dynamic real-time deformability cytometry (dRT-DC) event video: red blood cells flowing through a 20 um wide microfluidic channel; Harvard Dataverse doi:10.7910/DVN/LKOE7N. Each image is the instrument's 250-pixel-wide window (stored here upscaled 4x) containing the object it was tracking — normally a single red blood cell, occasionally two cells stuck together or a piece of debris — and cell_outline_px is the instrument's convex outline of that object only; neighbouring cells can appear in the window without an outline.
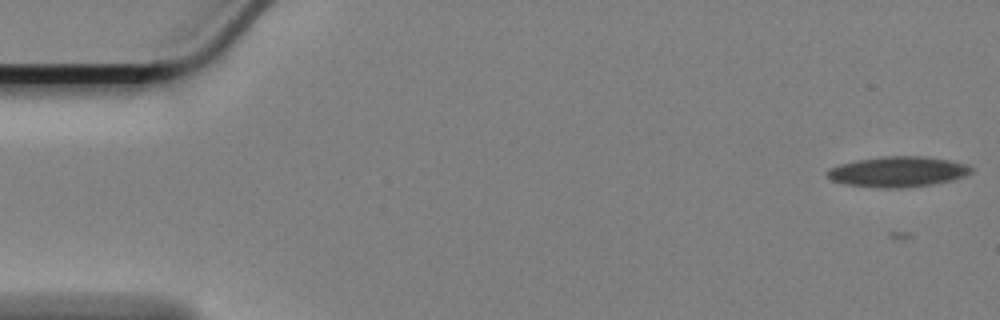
{"species": "Egyptian fruit bat (a non-hibernating species)", "species_latin": "Rousettus aegyptiacus", "temperature_condition": "cold", "stored_images_in_passage": 60, "camera_frame_rate_fps": 3000, "um_per_image_px": 0.085, "animal": {"sex": "female"}, "frame": {"image": 1, "passage_image": 2, "time_ms": 0.333, "image_size_px": [1000, 320], "cell_outline_px": [[972, 172], [964, 176], [952, 180], [932, 184], [900, 188], [876, 188], [844, 184], [832, 180], [824, 172], [828, 168], [840, 164], [856, 160], [884, 156], [920, 156], [952, 160], [968, 164], [972, 168]], "centroid_in_image_um": [76.3, 14.59], "position_along_channel_um": 8.7, "area_um2": 25.72}}
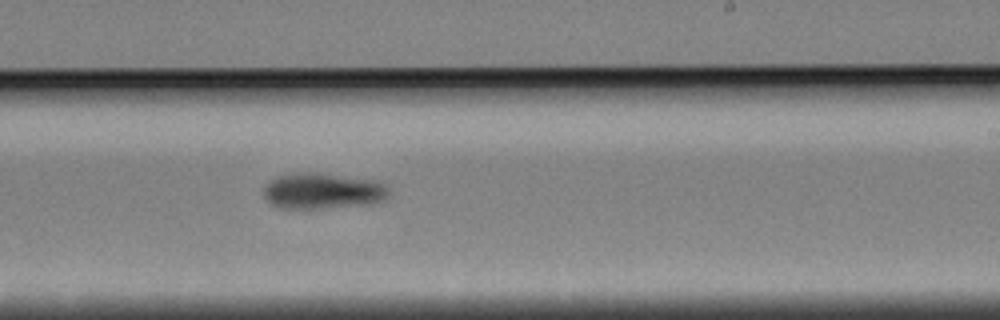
{"frame": {"image": 2, "passage_image": 36, "time_ms": 11.667, "image_size_px": [1000, 320], "cell_outline_px": [[388, 192], [380, 200], [368, 204], [316, 208], [280, 208], [272, 204], [264, 196], [264, 188], [272, 180], [280, 176], [300, 172], [316, 172], [372, 180], [384, 184], [388, 188]], "centroid_in_image_um": [27.39, 16.22], "position_along_channel_um": 261.6, "area_um2": 25.49}}
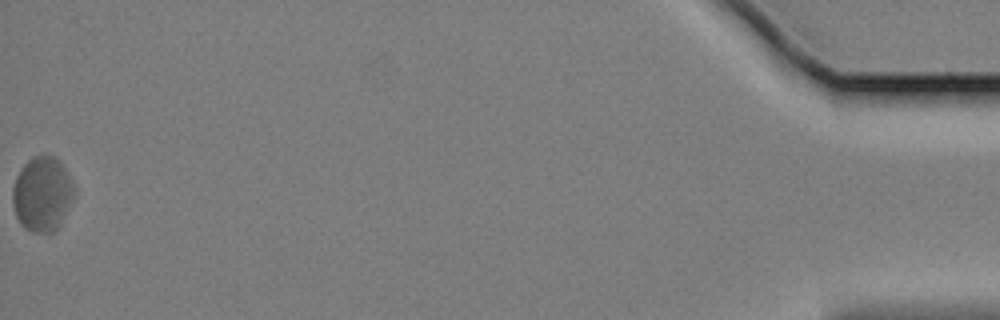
{"frame": {"image": 3, "passage_image": 60, "time_ms": 19.667, "image_size_px": [1000, 320], "cell_outline_px": [[76, 192], [60, 224], [52, 232], [32, 232], [24, 228], [20, 224], [16, 216], [12, 204], [12, 188], [16, 176], [20, 168], [32, 156], [52, 156], [60, 160], [72, 180], [76, 188]], "centroid_in_image_um": [3.58, 16.48], "position_along_channel_um": 431.6, "area_um2": 26.99}, "authors_computed_cell_mechanics": {"area_um2": 25.8366, "velocity_mm_per_s": 3.3529, "shape_relaxation_time_tau1_ms": null, "shape_relaxation_time_tau2_ms": 3.3499, "deformation_change_tau1": null, "deformation_change_tau2": 0.0711}}